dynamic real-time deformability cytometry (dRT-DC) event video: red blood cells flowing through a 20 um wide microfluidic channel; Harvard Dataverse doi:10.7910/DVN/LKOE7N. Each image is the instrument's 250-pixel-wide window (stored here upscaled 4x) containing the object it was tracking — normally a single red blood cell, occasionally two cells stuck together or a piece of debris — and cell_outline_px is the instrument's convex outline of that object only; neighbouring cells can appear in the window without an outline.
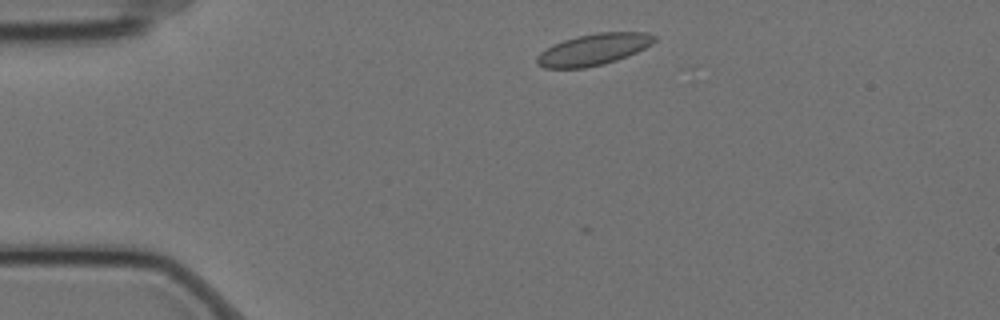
{"species": "Egyptian fruit bat (a non-hibernating species)", "species_latin": "Rousettus aegyptiacus", "temperature_condition": "cold", "stored_images_in_passage": 24, "camera_frame_rate_fps": 3000, "um_per_image_px": 0.085, "animal": {"sex": "female"}, "frame": {"image": 1, "passage_image": 4, "time_ms": 1.0, "image_size_px": [1000, 320], "cell_outline_px": [[656, 40], [652, 44], [628, 56], [604, 64], [584, 68], [544, 68], [536, 64], [536, 56], [540, 52], [552, 44], [576, 36], [596, 32], [648, 32], [656, 36]], "centroid_in_image_um": [50.43, 4.2], "position_along_channel_um": 34.6, "area_um2": 21.73}}
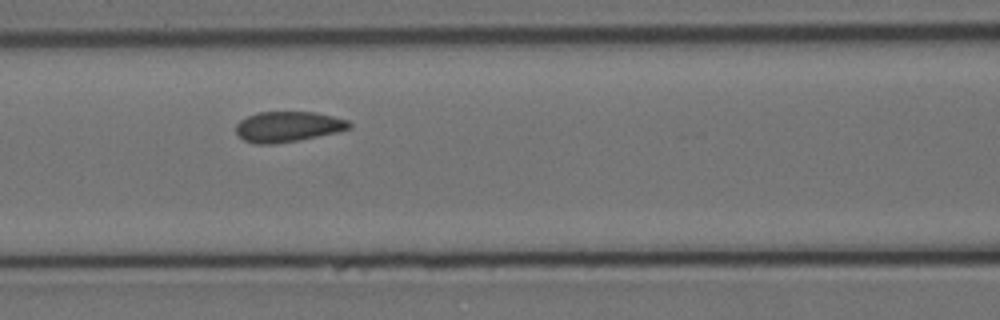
{"frame": {"image": 2, "passage_image": 17, "time_ms": 5.333, "image_size_px": [1000, 320], "cell_outline_px": [[352, 128], [336, 132], [300, 140], [276, 144], [256, 144], [244, 140], [236, 132], [236, 124], [240, 120], [256, 112], [316, 112], [348, 120], [352, 124]], "centroid_in_image_um": [24.48, 10.77], "position_along_channel_um": 142.1, "area_um2": 20.17}}
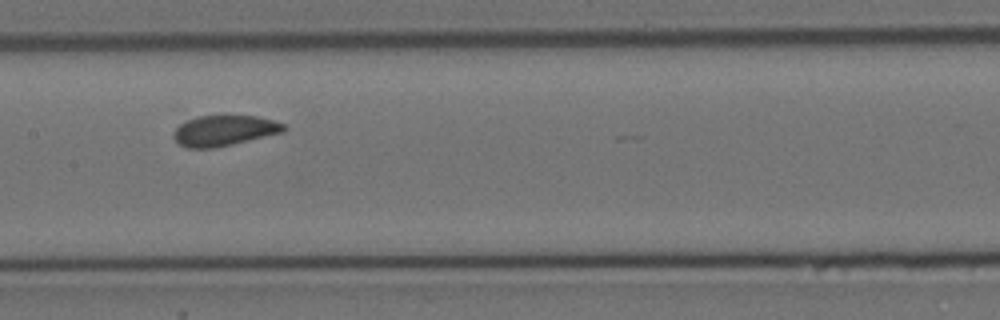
{"frame": {"image": 3, "passage_image": 21, "time_ms": 6.667, "image_size_px": [1000, 320], "cell_outline_px": [[288, 128], [284, 132], [232, 144], [212, 148], [188, 148], [180, 144], [172, 136], [176, 128], [180, 124], [196, 116], [224, 112], [256, 116], [272, 120], [284, 124]], "centroid_in_image_um": [19.07, 11.04], "position_along_channel_um": 188.3, "area_um2": 20.29}}